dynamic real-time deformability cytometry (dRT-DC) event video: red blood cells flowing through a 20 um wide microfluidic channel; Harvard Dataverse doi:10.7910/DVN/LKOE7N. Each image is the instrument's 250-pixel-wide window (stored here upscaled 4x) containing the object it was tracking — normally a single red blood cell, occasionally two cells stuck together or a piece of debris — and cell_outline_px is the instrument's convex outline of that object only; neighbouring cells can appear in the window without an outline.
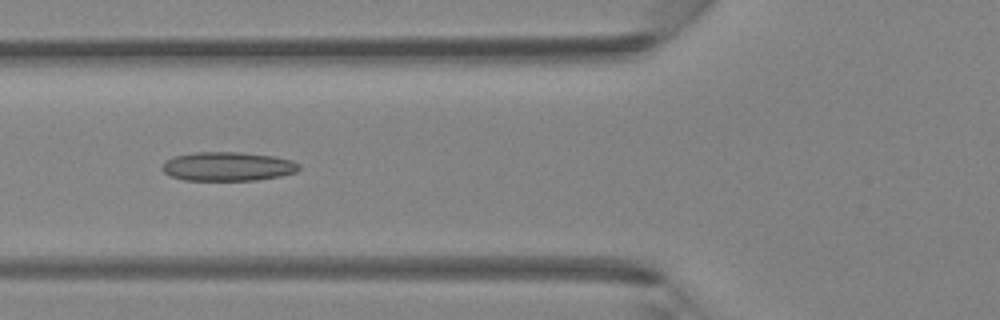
{"species": "Egyptian fruit bat (a non-hibernating species)", "species_latin": "Rousettus aegyptiacus", "temperature_condition": "room temperature", "stored_images_in_passage": 31, "camera_frame_rate_fps": 3000, "um_per_image_px": 0.085, "animal": {"sex": "female"}, "frame": {"image": 1, "passage_image": 4, "time_ms": 1.0, "image_size_px": [1000, 320], "cell_outline_px": [[300, 168], [296, 172], [280, 176], [256, 180], [184, 180], [172, 176], [164, 172], [160, 168], [164, 160], [172, 156], [196, 152], [240, 152], [272, 156], [292, 160], [300, 164]], "centroid_in_image_um": [19.33, 14.14], "position_along_channel_um": 106.5, "area_um2": 23.24}}
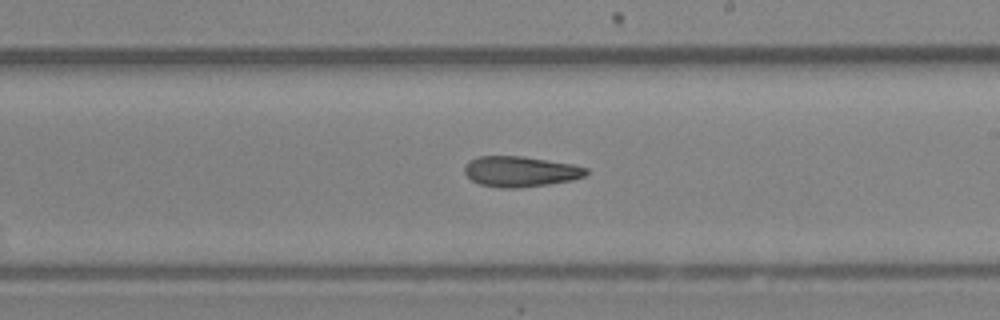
{"frame": {"image": 2, "passage_image": 13, "time_ms": 4.0, "image_size_px": [1000, 320], "cell_outline_px": [[588, 172], [584, 176], [572, 180], [548, 184], [520, 188], [500, 188], [480, 184], [472, 180], [464, 172], [464, 164], [468, 160], [480, 156], [524, 156], [576, 164], [588, 168]], "centroid_in_image_um": [44.24, 14.57], "position_along_channel_um": 244.8, "area_um2": 21.91}}
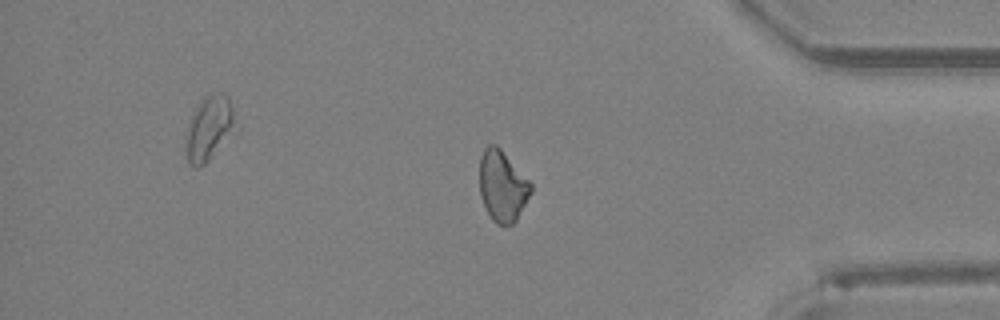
{"frame": {"image": 3, "passage_image": 24, "time_ms": 7.667, "image_size_px": [1000, 320], "cell_outline_px": [[532, 192], [516, 220], [512, 224], [496, 224], [492, 220], [480, 196], [480, 156], [484, 148], [488, 144], [496, 144], [500, 148], [532, 184]], "centroid_in_image_um": [42.7, 15.8], "position_along_channel_um": 392.5, "area_um2": 21.04}}